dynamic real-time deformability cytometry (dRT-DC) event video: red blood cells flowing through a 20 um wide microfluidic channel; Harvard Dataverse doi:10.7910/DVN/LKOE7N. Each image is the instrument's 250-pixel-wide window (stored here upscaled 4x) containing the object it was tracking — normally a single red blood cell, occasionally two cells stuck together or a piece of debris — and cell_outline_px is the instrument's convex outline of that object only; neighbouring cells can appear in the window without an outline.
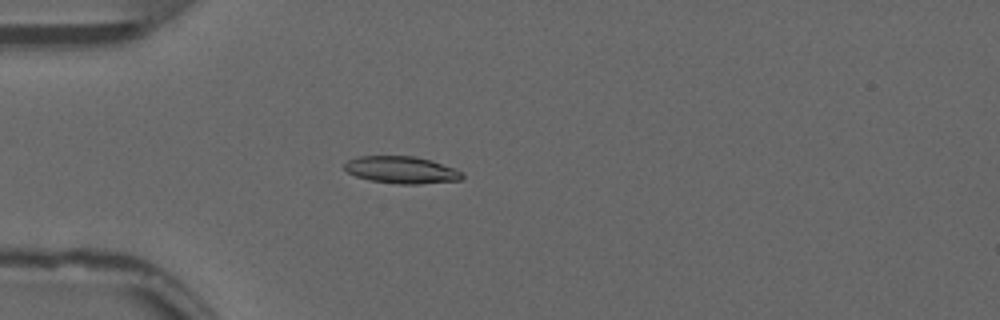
{"species": "common noctule bat (a hibernating species)", "species_latin": "Nyctalus noctula", "temperature_condition": "warm", "stored_images_in_passage": 52, "camera_frame_rate_fps": 3000, "um_per_image_px": 0.085, "animal": {"sex": "male", "forearm_length_mm": 52.5}, "frame": {"image": 1, "passage_image": 14, "time_ms": 4.333, "image_size_px": [1000, 320], "cell_outline_px": [[464, 176], [460, 180], [416, 184], [396, 184], [368, 180], [356, 176], [348, 172], [344, 168], [344, 164], [348, 160], [360, 156], [416, 156], [432, 160], [452, 168], [460, 172]], "centroid_in_image_um": [34.09, 14.44], "position_along_channel_um": 50.9, "area_um2": 18.5}}
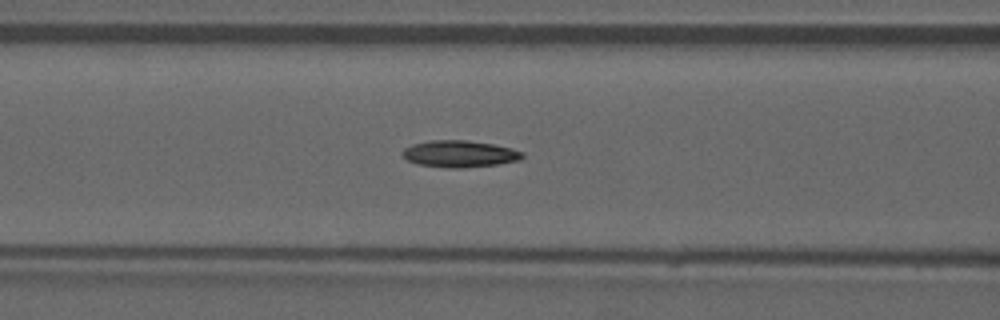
{"frame": {"image": 2, "passage_image": 21, "time_ms": 6.667, "image_size_px": [1000, 320], "cell_outline_px": [[524, 156], [520, 160], [500, 164], [464, 168], [452, 168], [420, 164], [408, 160], [400, 152], [404, 148], [412, 144], [432, 140], [464, 140], [492, 144], [512, 148], [524, 152]], "centroid_in_image_um": [39.1, 13.08], "position_along_channel_um": 127.5, "area_um2": 18.67}}
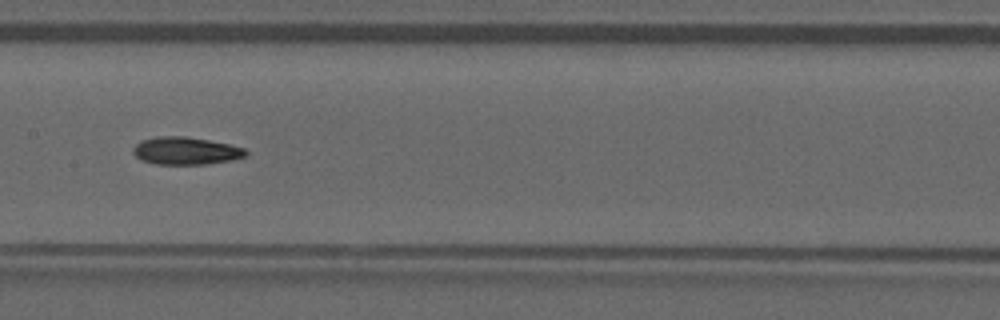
{"frame": {"image": 3, "passage_image": 26, "time_ms": 8.333, "image_size_px": [1000, 320], "cell_outline_px": [[248, 156], [232, 160], [204, 164], [156, 164], [140, 160], [132, 152], [132, 148], [140, 140], [156, 136], [184, 136], [208, 140], [228, 144], [244, 148], [248, 152]], "centroid_in_image_um": [15.76, 12.82], "position_along_channel_um": 191.6, "area_um2": 18.21}, "authors_computed_cell_mechanics": {"area_um2": 17.7446, "velocity_mm_per_s": 3.8398, "shape_relaxation_time_tau1_ms": null, "shape_relaxation_time_tau2_ms": 4.6149, "deformation_change_tau1": null, "deformation_change_tau2": 0.0764}}